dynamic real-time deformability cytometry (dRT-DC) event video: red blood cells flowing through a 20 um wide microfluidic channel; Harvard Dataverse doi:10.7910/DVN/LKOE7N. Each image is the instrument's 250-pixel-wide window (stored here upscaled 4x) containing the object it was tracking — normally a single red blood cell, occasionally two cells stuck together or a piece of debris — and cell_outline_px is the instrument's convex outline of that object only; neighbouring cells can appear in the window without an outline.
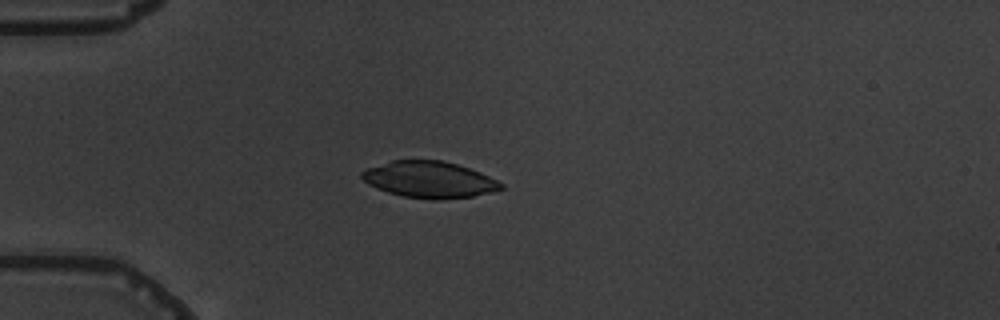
{"species": "common noctule bat (a hibernating species)", "species_latin": "Nyctalus noctula", "temperature_condition": "warm", "stored_images_in_passage": 10, "camera_frame_rate_fps": 3000, "um_per_image_px": 0.085, "animal": {"sex": "male", "body_mass_g": 19.5, "forearm_length_mm": 54.6}, "frame": {"image": 1, "passage_image": 4, "time_ms": 4.333, "image_size_px": [1000, 320], "cell_outline_px": [[504, 188], [492, 192], [472, 196], [440, 200], [432, 200], [404, 196], [388, 192], [376, 188], [368, 184], [360, 176], [360, 172], [368, 168], [392, 160], [444, 160], [480, 172], [504, 184]], "centroid_in_image_um": [36.49, 15.27], "position_along_channel_um": 48.5, "area_um2": 29.54}}
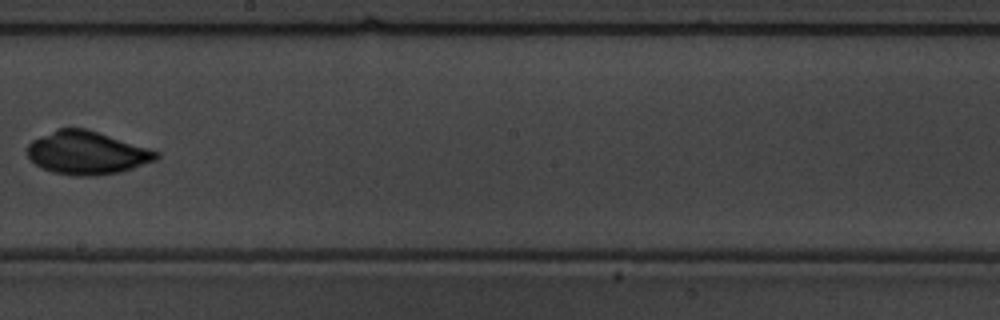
{"frame": {"image": 2, "passage_image": 9, "time_ms": 10.0, "image_size_px": [1000, 320], "cell_outline_px": [[160, 156], [156, 160], [120, 172], [92, 176], [72, 176], [52, 172], [40, 168], [28, 156], [28, 144], [32, 140], [56, 128], [84, 128], [148, 148], [160, 152]], "centroid_in_image_um": [7.36, 13.0], "position_along_channel_um": 240.8, "area_um2": 32.25}}
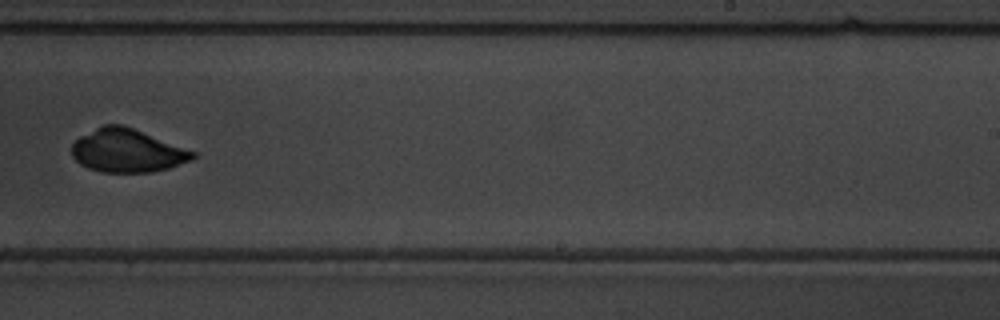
{"frame": {"image": 3, "passage_image": 10, "time_ms": 11.0, "image_size_px": [1000, 320], "cell_outline_px": [[196, 156], [192, 160], [168, 168], [152, 172], [104, 172], [88, 168], [80, 164], [72, 156], [72, 144], [80, 136], [104, 124], [124, 124], [196, 152]], "centroid_in_image_um": [10.82, 12.8], "position_along_channel_um": 278.2, "area_um2": 30.46}}